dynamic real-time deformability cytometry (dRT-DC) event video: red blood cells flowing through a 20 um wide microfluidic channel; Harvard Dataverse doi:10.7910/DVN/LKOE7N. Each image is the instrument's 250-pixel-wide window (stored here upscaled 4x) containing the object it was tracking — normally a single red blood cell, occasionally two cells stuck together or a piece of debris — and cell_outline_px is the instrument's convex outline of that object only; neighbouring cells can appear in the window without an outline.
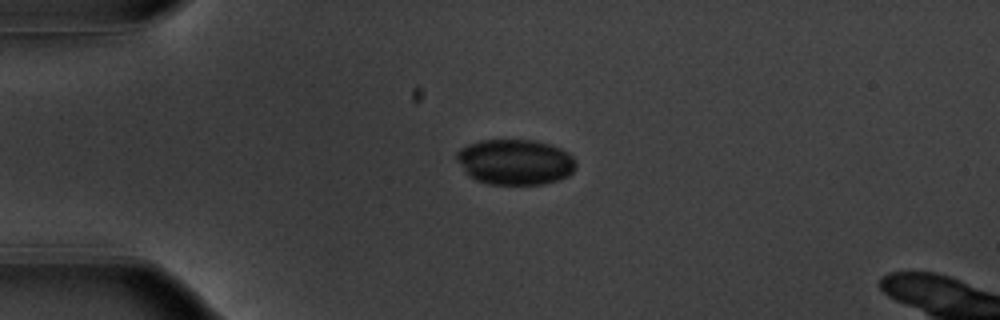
{"species": "common noctule bat (a hibernating species)", "species_latin": "Nyctalus noctula", "temperature_condition": "warm", "stored_images_in_passage": 5, "camera_frame_rate_fps": 3000, "um_per_image_px": 0.085, "animal": {"sex": "male", "body_mass_g": 20.1, "forearm_length_mm": 53.5}, "frame": {"image": 1, "passage_image": 1, "time_ms": 0.0, "image_size_px": [1000, 320], "cell_outline_px": [[576, 168], [568, 176], [544, 184], [488, 184], [476, 180], [468, 176], [464, 172], [456, 160], [456, 152], [460, 148], [468, 144], [480, 140], [536, 140], [552, 144], [568, 152], [576, 160]], "centroid_in_image_um": [43.77, 13.76], "position_along_channel_um": 41.2, "area_um2": 32.02}}